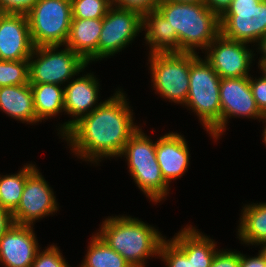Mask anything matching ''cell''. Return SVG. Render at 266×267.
I'll use <instances>...</instances> for the list:
<instances>
[{"label": "cell", "mask_w": 266, "mask_h": 267, "mask_svg": "<svg viewBox=\"0 0 266 267\" xmlns=\"http://www.w3.org/2000/svg\"><path fill=\"white\" fill-rule=\"evenodd\" d=\"M221 135L226 131L229 118L247 117L263 120L250 87L249 77L221 78ZM225 130V131H224Z\"/></svg>", "instance_id": "obj_13"}, {"label": "cell", "mask_w": 266, "mask_h": 267, "mask_svg": "<svg viewBox=\"0 0 266 267\" xmlns=\"http://www.w3.org/2000/svg\"><path fill=\"white\" fill-rule=\"evenodd\" d=\"M119 157L126 158L129 173L136 186L150 201L158 203L167 197L169 184L164 180L153 142L141 129L131 136Z\"/></svg>", "instance_id": "obj_5"}, {"label": "cell", "mask_w": 266, "mask_h": 267, "mask_svg": "<svg viewBox=\"0 0 266 267\" xmlns=\"http://www.w3.org/2000/svg\"><path fill=\"white\" fill-rule=\"evenodd\" d=\"M148 58L155 93L171 103L185 105L190 86V53H154Z\"/></svg>", "instance_id": "obj_8"}, {"label": "cell", "mask_w": 266, "mask_h": 267, "mask_svg": "<svg viewBox=\"0 0 266 267\" xmlns=\"http://www.w3.org/2000/svg\"><path fill=\"white\" fill-rule=\"evenodd\" d=\"M242 208L237 238L248 246L266 241V202L246 204Z\"/></svg>", "instance_id": "obj_22"}, {"label": "cell", "mask_w": 266, "mask_h": 267, "mask_svg": "<svg viewBox=\"0 0 266 267\" xmlns=\"http://www.w3.org/2000/svg\"><path fill=\"white\" fill-rule=\"evenodd\" d=\"M99 85L98 79L92 72L73 78L64 86V112L73 119L58 126V134L61 137L82 117L91 113L103 102L101 100L98 103Z\"/></svg>", "instance_id": "obj_14"}, {"label": "cell", "mask_w": 266, "mask_h": 267, "mask_svg": "<svg viewBox=\"0 0 266 267\" xmlns=\"http://www.w3.org/2000/svg\"><path fill=\"white\" fill-rule=\"evenodd\" d=\"M220 33L231 40L257 44L266 35V0H233L220 17Z\"/></svg>", "instance_id": "obj_9"}, {"label": "cell", "mask_w": 266, "mask_h": 267, "mask_svg": "<svg viewBox=\"0 0 266 267\" xmlns=\"http://www.w3.org/2000/svg\"><path fill=\"white\" fill-rule=\"evenodd\" d=\"M233 0H203L204 4L219 18L230 7Z\"/></svg>", "instance_id": "obj_34"}, {"label": "cell", "mask_w": 266, "mask_h": 267, "mask_svg": "<svg viewBox=\"0 0 266 267\" xmlns=\"http://www.w3.org/2000/svg\"><path fill=\"white\" fill-rule=\"evenodd\" d=\"M103 18H72L70 32L65 44L76 52L87 64L98 61V41Z\"/></svg>", "instance_id": "obj_18"}, {"label": "cell", "mask_w": 266, "mask_h": 267, "mask_svg": "<svg viewBox=\"0 0 266 267\" xmlns=\"http://www.w3.org/2000/svg\"><path fill=\"white\" fill-rule=\"evenodd\" d=\"M38 0H0V12L27 14Z\"/></svg>", "instance_id": "obj_33"}, {"label": "cell", "mask_w": 266, "mask_h": 267, "mask_svg": "<svg viewBox=\"0 0 266 267\" xmlns=\"http://www.w3.org/2000/svg\"><path fill=\"white\" fill-rule=\"evenodd\" d=\"M198 230L186 225L171 240L187 255L191 267H210L217 242Z\"/></svg>", "instance_id": "obj_19"}, {"label": "cell", "mask_w": 266, "mask_h": 267, "mask_svg": "<svg viewBox=\"0 0 266 267\" xmlns=\"http://www.w3.org/2000/svg\"><path fill=\"white\" fill-rule=\"evenodd\" d=\"M262 122H263V124L265 123V125H266V113L263 115V120H262ZM262 136H263V142H264L265 145H266V126L264 127Z\"/></svg>", "instance_id": "obj_41"}, {"label": "cell", "mask_w": 266, "mask_h": 267, "mask_svg": "<svg viewBox=\"0 0 266 267\" xmlns=\"http://www.w3.org/2000/svg\"><path fill=\"white\" fill-rule=\"evenodd\" d=\"M30 85L36 119L40 123L64 112V87L51 83Z\"/></svg>", "instance_id": "obj_23"}, {"label": "cell", "mask_w": 266, "mask_h": 267, "mask_svg": "<svg viewBox=\"0 0 266 267\" xmlns=\"http://www.w3.org/2000/svg\"><path fill=\"white\" fill-rule=\"evenodd\" d=\"M254 78L253 76L249 77L250 87L257 107L264 115L266 113V79L261 75L258 79L256 77Z\"/></svg>", "instance_id": "obj_32"}, {"label": "cell", "mask_w": 266, "mask_h": 267, "mask_svg": "<svg viewBox=\"0 0 266 267\" xmlns=\"http://www.w3.org/2000/svg\"><path fill=\"white\" fill-rule=\"evenodd\" d=\"M111 6L112 0H71L72 18H104Z\"/></svg>", "instance_id": "obj_27"}, {"label": "cell", "mask_w": 266, "mask_h": 267, "mask_svg": "<svg viewBox=\"0 0 266 267\" xmlns=\"http://www.w3.org/2000/svg\"><path fill=\"white\" fill-rule=\"evenodd\" d=\"M31 267H71L66 259L63 257L57 245L47 246L41 252L38 250L35 260Z\"/></svg>", "instance_id": "obj_29"}, {"label": "cell", "mask_w": 266, "mask_h": 267, "mask_svg": "<svg viewBox=\"0 0 266 267\" xmlns=\"http://www.w3.org/2000/svg\"><path fill=\"white\" fill-rule=\"evenodd\" d=\"M219 249L210 265V267H240V251Z\"/></svg>", "instance_id": "obj_31"}, {"label": "cell", "mask_w": 266, "mask_h": 267, "mask_svg": "<svg viewBox=\"0 0 266 267\" xmlns=\"http://www.w3.org/2000/svg\"><path fill=\"white\" fill-rule=\"evenodd\" d=\"M158 258L166 267H191L187 255L169 239L162 242Z\"/></svg>", "instance_id": "obj_28"}, {"label": "cell", "mask_w": 266, "mask_h": 267, "mask_svg": "<svg viewBox=\"0 0 266 267\" xmlns=\"http://www.w3.org/2000/svg\"><path fill=\"white\" fill-rule=\"evenodd\" d=\"M34 47L65 46L71 26V0H38L26 14Z\"/></svg>", "instance_id": "obj_7"}, {"label": "cell", "mask_w": 266, "mask_h": 267, "mask_svg": "<svg viewBox=\"0 0 266 267\" xmlns=\"http://www.w3.org/2000/svg\"><path fill=\"white\" fill-rule=\"evenodd\" d=\"M29 83L28 60H0V87Z\"/></svg>", "instance_id": "obj_26"}, {"label": "cell", "mask_w": 266, "mask_h": 267, "mask_svg": "<svg viewBox=\"0 0 266 267\" xmlns=\"http://www.w3.org/2000/svg\"><path fill=\"white\" fill-rule=\"evenodd\" d=\"M161 0H112V5L122 9L134 10L142 16L151 10H156Z\"/></svg>", "instance_id": "obj_30"}, {"label": "cell", "mask_w": 266, "mask_h": 267, "mask_svg": "<svg viewBox=\"0 0 266 267\" xmlns=\"http://www.w3.org/2000/svg\"><path fill=\"white\" fill-rule=\"evenodd\" d=\"M80 267H132L96 233L92 235Z\"/></svg>", "instance_id": "obj_24"}, {"label": "cell", "mask_w": 266, "mask_h": 267, "mask_svg": "<svg viewBox=\"0 0 266 267\" xmlns=\"http://www.w3.org/2000/svg\"><path fill=\"white\" fill-rule=\"evenodd\" d=\"M189 147L184 135L169 132L156 140V157L164 180L181 178L190 165Z\"/></svg>", "instance_id": "obj_17"}, {"label": "cell", "mask_w": 266, "mask_h": 267, "mask_svg": "<svg viewBox=\"0 0 266 267\" xmlns=\"http://www.w3.org/2000/svg\"><path fill=\"white\" fill-rule=\"evenodd\" d=\"M0 110L22 123L36 124L31 85L0 87Z\"/></svg>", "instance_id": "obj_21"}, {"label": "cell", "mask_w": 266, "mask_h": 267, "mask_svg": "<svg viewBox=\"0 0 266 267\" xmlns=\"http://www.w3.org/2000/svg\"><path fill=\"white\" fill-rule=\"evenodd\" d=\"M33 225L13 224L0 238V262L5 267H31L39 250Z\"/></svg>", "instance_id": "obj_16"}, {"label": "cell", "mask_w": 266, "mask_h": 267, "mask_svg": "<svg viewBox=\"0 0 266 267\" xmlns=\"http://www.w3.org/2000/svg\"><path fill=\"white\" fill-rule=\"evenodd\" d=\"M257 46V50L256 52H260L261 55H260V59L258 60H266V35L263 36L258 42L257 44L255 45Z\"/></svg>", "instance_id": "obj_37"}, {"label": "cell", "mask_w": 266, "mask_h": 267, "mask_svg": "<svg viewBox=\"0 0 266 267\" xmlns=\"http://www.w3.org/2000/svg\"><path fill=\"white\" fill-rule=\"evenodd\" d=\"M259 245H260L261 249L258 252L261 254L264 261L266 262V241L257 244V246H259Z\"/></svg>", "instance_id": "obj_39"}, {"label": "cell", "mask_w": 266, "mask_h": 267, "mask_svg": "<svg viewBox=\"0 0 266 267\" xmlns=\"http://www.w3.org/2000/svg\"><path fill=\"white\" fill-rule=\"evenodd\" d=\"M37 168L26 177L20 202L12 212L14 224L34 225L35 221L52 215L59 209L53 188Z\"/></svg>", "instance_id": "obj_11"}, {"label": "cell", "mask_w": 266, "mask_h": 267, "mask_svg": "<svg viewBox=\"0 0 266 267\" xmlns=\"http://www.w3.org/2000/svg\"><path fill=\"white\" fill-rule=\"evenodd\" d=\"M60 47H34L28 59L29 84L51 83L64 87L71 78L84 72L88 64L69 47L58 49Z\"/></svg>", "instance_id": "obj_6"}, {"label": "cell", "mask_w": 266, "mask_h": 267, "mask_svg": "<svg viewBox=\"0 0 266 267\" xmlns=\"http://www.w3.org/2000/svg\"><path fill=\"white\" fill-rule=\"evenodd\" d=\"M13 224L12 213L3 207H0V238Z\"/></svg>", "instance_id": "obj_36"}, {"label": "cell", "mask_w": 266, "mask_h": 267, "mask_svg": "<svg viewBox=\"0 0 266 267\" xmlns=\"http://www.w3.org/2000/svg\"><path fill=\"white\" fill-rule=\"evenodd\" d=\"M149 45V54L177 53V34L169 21L156 9L142 16V31Z\"/></svg>", "instance_id": "obj_20"}, {"label": "cell", "mask_w": 266, "mask_h": 267, "mask_svg": "<svg viewBox=\"0 0 266 267\" xmlns=\"http://www.w3.org/2000/svg\"><path fill=\"white\" fill-rule=\"evenodd\" d=\"M34 45L26 14L0 15V60H28Z\"/></svg>", "instance_id": "obj_15"}, {"label": "cell", "mask_w": 266, "mask_h": 267, "mask_svg": "<svg viewBox=\"0 0 266 267\" xmlns=\"http://www.w3.org/2000/svg\"><path fill=\"white\" fill-rule=\"evenodd\" d=\"M157 10L177 34V53L203 52L220 34V18L204 2L179 3L161 0ZM200 48V49H199Z\"/></svg>", "instance_id": "obj_3"}, {"label": "cell", "mask_w": 266, "mask_h": 267, "mask_svg": "<svg viewBox=\"0 0 266 267\" xmlns=\"http://www.w3.org/2000/svg\"><path fill=\"white\" fill-rule=\"evenodd\" d=\"M248 46L247 43L228 39L220 33L205 50L204 58L220 78L250 77L255 53Z\"/></svg>", "instance_id": "obj_12"}, {"label": "cell", "mask_w": 266, "mask_h": 267, "mask_svg": "<svg viewBox=\"0 0 266 267\" xmlns=\"http://www.w3.org/2000/svg\"><path fill=\"white\" fill-rule=\"evenodd\" d=\"M258 67L260 68L259 70L262 71V77L266 79V60H259Z\"/></svg>", "instance_id": "obj_38"}, {"label": "cell", "mask_w": 266, "mask_h": 267, "mask_svg": "<svg viewBox=\"0 0 266 267\" xmlns=\"http://www.w3.org/2000/svg\"><path fill=\"white\" fill-rule=\"evenodd\" d=\"M240 267H266V262L260 253L248 257L240 252Z\"/></svg>", "instance_id": "obj_35"}, {"label": "cell", "mask_w": 266, "mask_h": 267, "mask_svg": "<svg viewBox=\"0 0 266 267\" xmlns=\"http://www.w3.org/2000/svg\"><path fill=\"white\" fill-rule=\"evenodd\" d=\"M220 76L211 64L190 53L189 93L186 106L196 113L204 129L218 140L221 136Z\"/></svg>", "instance_id": "obj_4"}, {"label": "cell", "mask_w": 266, "mask_h": 267, "mask_svg": "<svg viewBox=\"0 0 266 267\" xmlns=\"http://www.w3.org/2000/svg\"><path fill=\"white\" fill-rule=\"evenodd\" d=\"M34 164H27L16 174L0 175V207L11 213L17 208L27 175L35 168Z\"/></svg>", "instance_id": "obj_25"}, {"label": "cell", "mask_w": 266, "mask_h": 267, "mask_svg": "<svg viewBox=\"0 0 266 267\" xmlns=\"http://www.w3.org/2000/svg\"><path fill=\"white\" fill-rule=\"evenodd\" d=\"M96 234L132 267H145L150 257H159L166 237L152 225L129 216H108Z\"/></svg>", "instance_id": "obj_2"}, {"label": "cell", "mask_w": 266, "mask_h": 267, "mask_svg": "<svg viewBox=\"0 0 266 267\" xmlns=\"http://www.w3.org/2000/svg\"><path fill=\"white\" fill-rule=\"evenodd\" d=\"M173 2H179V3H197V2H203V0H168Z\"/></svg>", "instance_id": "obj_40"}, {"label": "cell", "mask_w": 266, "mask_h": 267, "mask_svg": "<svg viewBox=\"0 0 266 267\" xmlns=\"http://www.w3.org/2000/svg\"><path fill=\"white\" fill-rule=\"evenodd\" d=\"M142 15L112 5L103 18L98 41V61L114 56L131 44L142 31Z\"/></svg>", "instance_id": "obj_10"}, {"label": "cell", "mask_w": 266, "mask_h": 267, "mask_svg": "<svg viewBox=\"0 0 266 267\" xmlns=\"http://www.w3.org/2000/svg\"><path fill=\"white\" fill-rule=\"evenodd\" d=\"M127 100L118 88L62 136L73 155L97 165L104 158L120 156L127 141L140 128L133 121V110Z\"/></svg>", "instance_id": "obj_1"}]
</instances>
